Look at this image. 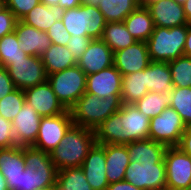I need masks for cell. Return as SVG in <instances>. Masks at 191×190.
Returning <instances> with one entry per match:
<instances>
[{"instance_id":"obj_1","label":"cell","mask_w":191,"mask_h":190,"mask_svg":"<svg viewBox=\"0 0 191 190\" xmlns=\"http://www.w3.org/2000/svg\"><path fill=\"white\" fill-rule=\"evenodd\" d=\"M94 143V130L72 125L59 145L49 153L50 158L57 171L64 168L81 167Z\"/></svg>"},{"instance_id":"obj_2","label":"cell","mask_w":191,"mask_h":190,"mask_svg":"<svg viewBox=\"0 0 191 190\" xmlns=\"http://www.w3.org/2000/svg\"><path fill=\"white\" fill-rule=\"evenodd\" d=\"M122 106L121 95L99 98L91 93L84 95L69 109L73 125L94 130Z\"/></svg>"},{"instance_id":"obj_3","label":"cell","mask_w":191,"mask_h":190,"mask_svg":"<svg viewBox=\"0 0 191 190\" xmlns=\"http://www.w3.org/2000/svg\"><path fill=\"white\" fill-rule=\"evenodd\" d=\"M186 38L187 24L172 28L155 26L146 41L150 60L168 63L183 56Z\"/></svg>"},{"instance_id":"obj_4","label":"cell","mask_w":191,"mask_h":190,"mask_svg":"<svg viewBox=\"0 0 191 190\" xmlns=\"http://www.w3.org/2000/svg\"><path fill=\"white\" fill-rule=\"evenodd\" d=\"M62 21L72 36H88L91 39H101L106 25L98 6L84 3L65 10Z\"/></svg>"},{"instance_id":"obj_5","label":"cell","mask_w":191,"mask_h":190,"mask_svg":"<svg viewBox=\"0 0 191 190\" xmlns=\"http://www.w3.org/2000/svg\"><path fill=\"white\" fill-rule=\"evenodd\" d=\"M47 81L61 104L69 110L86 92L87 75L76 64L48 75Z\"/></svg>"},{"instance_id":"obj_6","label":"cell","mask_w":191,"mask_h":190,"mask_svg":"<svg viewBox=\"0 0 191 190\" xmlns=\"http://www.w3.org/2000/svg\"><path fill=\"white\" fill-rule=\"evenodd\" d=\"M186 129L181 116L171 107L150 119L148 138L167 147L178 146Z\"/></svg>"},{"instance_id":"obj_7","label":"cell","mask_w":191,"mask_h":190,"mask_svg":"<svg viewBox=\"0 0 191 190\" xmlns=\"http://www.w3.org/2000/svg\"><path fill=\"white\" fill-rule=\"evenodd\" d=\"M124 180L141 190H166L167 177L164 162L130 161Z\"/></svg>"},{"instance_id":"obj_8","label":"cell","mask_w":191,"mask_h":190,"mask_svg":"<svg viewBox=\"0 0 191 190\" xmlns=\"http://www.w3.org/2000/svg\"><path fill=\"white\" fill-rule=\"evenodd\" d=\"M15 87L22 91L47 81L41 56L28 55L25 59L13 60L6 67Z\"/></svg>"},{"instance_id":"obj_9","label":"cell","mask_w":191,"mask_h":190,"mask_svg":"<svg viewBox=\"0 0 191 190\" xmlns=\"http://www.w3.org/2000/svg\"><path fill=\"white\" fill-rule=\"evenodd\" d=\"M24 159L30 169L31 189L54 186L57 169L49 153L32 146H24Z\"/></svg>"},{"instance_id":"obj_10","label":"cell","mask_w":191,"mask_h":190,"mask_svg":"<svg viewBox=\"0 0 191 190\" xmlns=\"http://www.w3.org/2000/svg\"><path fill=\"white\" fill-rule=\"evenodd\" d=\"M72 125L69 110L60 115L41 117L37 139L32 147L46 153L52 152Z\"/></svg>"},{"instance_id":"obj_11","label":"cell","mask_w":191,"mask_h":190,"mask_svg":"<svg viewBox=\"0 0 191 190\" xmlns=\"http://www.w3.org/2000/svg\"><path fill=\"white\" fill-rule=\"evenodd\" d=\"M166 190H181L191 186V156L179 147L166 149L164 155Z\"/></svg>"},{"instance_id":"obj_12","label":"cell","mask_w":191,"mask_h":190,"mask_svg":"<svg viewBox=\"0 0 191 190\" xmlns=\"http://www.w3.org/2000/svg\"><path fill=\"white\" fill-rule=\"evenodd\" d=\"M25 102L41 117L56 116L67 111L53 92L48 81L24 90Z\"/></svg>"},{"instance_id":"obj_13","label":"cell","mask_w":191,"mask_h":190,"mask_svg":"<svg viewBox=\"0 0 191 190\" xmlns=\"http://www.w3.org/2000/svg\"><path fill=\"white\" fill-rule=\"evenodd\" d=\"M151 62L145 41H136L127 48L113 53V65L123 75L139 72Z\"/></svg>"},{"instance_id":"obj_14","label":"cell","mask_w":191,"mask_h":190,"mask_svg":"<svg viewBox=\"0 0 191 190\" xmlns=\"http://www.w3.org/2000/svg\"><path fill=\"white\" fill-rule=\"evenodd\" d=\"M105 144L94 143L83 161L81 169L93 190H107Z\"/></svg>"},{"instance_id":"obj_15","label":"cell","mask_w":191,"mask_h":190,"mask_svg":"<svg viewBox=\"0 0 191 190\" xmlns=\"http://www.w3.org/2000/svg\"><path fill=\"white\" fill-rule=\"evenodd\" d=\"M40 122L41 116L31 105L25 102L12 120L16 146H32L37 139Z\"/></svg>"},{"instance_id":"obj_16","label":"cell","mask_w":191,"mask_h":190,"mask_svg":"<svg viewBox=\"0 0 191 190\" xmlns=\"http://www.w3.org/2000/svg\"><path fill=\"white\" fill-rule=\"evenodd\" d=\"M121 121L123 145L137 140L148 139L150 118L140 112L134 104H122Z\"/></svg>"},{"instance_id":"obj_17","label":"cell","mask_w":191,"mask_h":190,"mask_svg":"<svg viewBox=\"0 0 191 190\" xmlns=\"http://www.w3.org/2000/svg\"><path fill=\"white\" fill-rule=\"evenodd\" d=\"M77 65L86 75L109 68L113 65L112 49L102 39H92Z\"/></svg>"},{"instance_id":"obj_18","label":"cell","mask_w":191,"mask_h":190,"mask_svg":"<svg viewBox=\"0 0 191 190\" xmlns=\"http://www.w3.org/2000/svg\"><path fill=\"white\" fill-rule=\"evenodd\" d=\"M122 74L112 65L97 73L87 75L86 93L99 98L121 95Z\"/></svg>"},{"instance_id":"obj_19","label":"cell","mask_w":191,"mask_h":190,"mask_svg":"<svg viewBox=\"0 0 191 190\" xmlns=\"http://www.w3.org/2000/svg\"><path fill=\"white\" fill-rule=\"evenodd\" d=\"M20 49L30 56H42L50 47L51 41L48 34L37 28L18 20L14 30Z\"/></svg>"},{"instance_id":"obj_20","label":"cell","mask_w":191,"mask_h":190,"mask_svg":"<svg viewBox=\"0 0 191 190\" xmlns=\"http://www.w3.org/2000/svg\"><path fill=\"white\" fill-rule=\"evenodd\" d=\"M147 8L153 19L154 26L172 28L189 24L183 5L174 0H159Z\"/></svg>"},{"instance_id":"obj_21","label":"cell","mask_w":191,"mask_h":190,"mask_svg":"<svg viewBox=\"0 0 191 190\" xmlns=\"http://www.w3.org/2000/svg\"><path fill=\"white\" fill-rule=\"evenodd\" d=\"M106 176L108 183L123 181L125 171L130 163L126 145L105 144Z\"/></svg>"},{"instance_id":"obj_22","label":"cell","mask_w":191,"mask_h":190,"mask_svg":"<svg viewBox=\"0 0 191 190\" xmlns=\"http://www.w3.org/2000/svg\"><path fill=\"white\" fill-rule=\"evenodd\" d=\"M127 146L130 161L147 163V162H164V155L168 148L162 143L155 142L151 139L137 140L125 144Z\"/></svg>"},{"instance_id":"obj_23","label":"cell","mask_w":191,"mask_h":190,"mask_svg":"<svg viewBox=\"0 0 191 190\" xmlns=\"http://www.w3.org/2000/svg\"><path fill=\"white\" fill-rule=\"evenodd\" d=\"M146 88L149 92L169 95L174 89L172 76L167 62L151 61L144 69Z\"/></svg>"},{"instance_id":"obj_24","label":"cell","mask_w":191,"mask_h":190,"mask_svg":"<svg viewBox=\"0 0 191 190\" xmlns=\"http://www.w3.org/2000/svg\"><path fill=\"white\" fill-rule=\"evenodd\" d=\"M64 12L65 9L61 8L59 5L48 7L39 2L21 19V21L40 31L47 32L53 23L62 20Z\"/></svg>"},{"instance_id":"obj_25","label":"cell","mask_w":191,"mask_h":190,"mask_svg":"<svg viewBox=\"0 0 191 190\" xmlns=\"http://www.w3.org/2000/svg\"><path fill=\"white\" fill-rule=\"evenodd\" d=\"M129 33L137 41H147L154 30V23L147 7L138 6L123 20Z\"/></svg>"},{"instance_id":"obj_26","label":"cell","mask_w":191,"mask_h":190,"mask_svg":"<svg viewBox=\"0 0 191 190\" xmlns=\"http://www.w3.org/2000/svg\"><path fill=\"white\" fill-rule=\"evenodd\" d=\"M47 75L63 71L77 64L67 46L51 44L41 56Z\"/></svg>"},{"instance_id":"obj_27","label":"cell","mask_w":191,"mask_h":190,"mask_svg":"<svg viewBox=\"0 0 191 190\" xmlns=\"http://www.w3.org/2000/svg\"><path fill=\"white\" fill-rule=\"evenodd\" d=\"M95 143L98 144H122L123 127L121 121V109L113 113L94 129Z\"/></svg>"},{"instance_id":"obj_28","label":"cell","mask_w":191,"mask_h":190,"mask_svg":"<svg viewBox=\"0 0 191 190\" xmlns=\"http://www.w3.org/2000/svg\"><path fill=\"white\" fill-rule=\"evenodd\" d=\"M147 92L144 70L122 76V104H134Z\"/></svg>"},{"instance_id":"obj_29","label":"cell","mask_w":191,"mask_h":190,"mask_svg":"<svg viewBox=\"0 0 191 190\" xmlns=\"http://www.w3.org/2000/svg\"><path fill=\"white\" fill-rule=\"evenodd\" d=\"M101 39L112 49L113 53L137 41L129 33L123 21L106 23Z\"/></svg>"},{"instance_id":"obj_30","label":"cell","mask_w":191,"mask_h":190,"mask_svg":"<svg viewBox=\"0 0 191 190\" xmlns=\"http://www.w3.org/2000/svg\"><path fill=\"white\" fill-rule=\"evenodd\" d=\"M106 23L121 22L138 6V0H100L97 5Z\"/></svg>"},{"instance_id":"obj_31","label":"cell","mask_w":191,"mask_h":190,"mask_svg":"<svg viewBox=\"0 0 191 190\" xmlns=\"http://www.w3.org/2000/svg\"><path fill=\"white\" fill-rule=\"evenodd\" d=\"M24 146L0 149V172L3 176H16L25 170Z\"/></svg>"},{"instance_id":"obj_32","label":"cell","mask_w":191,"mask_h":190,"mask_svg":"<svg viewBox=\"0 0 191 190\" xmlns=\"http://www.w3.org/2000/svg\"><path fill=\"white\" fill-rule=\"evenodd\" d=\"M55 190H93L81 167L64 168L57 171Z\"/></svg>"},{"instance_id":"obj_33","label":"cell","mask_w":191,"mask_h":190,"mask_svg":"<svg viewBox=\"0 0 191 190\" xmlns=\"http://www.w3.org/2000/svg\"><path fill=\"white\" fill-rule=\"evenodd\" d=\"M140 112L152 119L169 107L170 95L156 92H147L141 99L134 103Z\"/></svg>"},{"instance_id":"obj_34","label":"cell","mask_w":191,"mask_h":190,"mask_svg":"<svg viewBox=\"0 0 191 190\" xmlns=\"http://www.w3.org/2000/svg\"><path fill=\"white\" fill-rule=\"evenodd\" d=\"M170 95V105L182 118L184 124L191 125V87H174Z\"/></svg>"},{"instance_id":"obj_35","label":"cell","mask_w":191,"mask_h":190,"mask_svg":"<svg viewBox=\"0 0 191 190\" xmlns=\"http://www.w3.org/2000/svg\"><path fill=\"white\" fill-rule=\"evenodd\" d=\"M174 87H191V57L181 56L168 62Z\"/></svg>"},{"instance_id":"obj_36","label":"cell","mask_w":191,"mask_h":190,"mask_svg":"<svg viewBox=\"0 0 191 190\" xmlns=\"http://www.w3.org/2000/svg\"><path fill=\"white\" fill-rule=\"evenodd\" d=\"M19 43L15 32L0 39L2 67L6 68L13 63V60L25 59L28 56L20 49Z\"/></svg>"},{"instance_id":"obj_37","label":"cell","mask_w":191,"mask_h":190,"mask_svg":"<svg viewBox=\"0 0 191 190\" xmlns=\"http://www.w3.org/2000/svg\"><path fill=\"white\" fill-rule=\"evenodd\" d=\"M25 103L24 91L16 89L0 99V115L12 121Z\"/></svg>"},{"instance_id":"obj_38","label":"cell","mask_w":191,"mask_h":190,"mask_svg":"<svg viewBox=\"0 0 191 190\" xmlns=\"http://www.w3.org/2000/svg\"><path fill=\"white\" fill-rule=\"evenodd\" d=\"M8 190H34L31 189L30 169L26 166L16 176H4Z\"/></svg>"},{"instance_id":"obj_39","label":"cell","mask_w":191,"mask_h":190,"mask_svg":"<svg viewBox=\"0 0 191 190\" xmlns=\"http://www.w3.org/2000/svg\"><path fill=\"white\" fill-rule=\"evenodd\" d=\"M46 33L50 38L51 44L61 46H67L71 37V34L66 30L62 20L53 23Z\"/></svg>"},{"instance_id":"obj_40","label":"cell","mask_w":191,"mask_h":190,"mask_svg":"<svg viewBox=\"0 0 191 190\" xmlns=\"http://www.w3.org/2000/svg\"><path fill=\"white\" fill-rule=\"evenodd\" d=\"M38 3L39 0H5L6 7L15 15L17 20H21Z\"/></svg>"},{"instance_id":"obj_41","label":"cell","mask_w":191,"mask_h":190,"mask_svg":"<svg viewBox=\"0 0 191 190\" xmlns=\"http://www.w3.org/2000/svg\"><path fill=\"white\" fill-rule=\"evenodd\" d=\"M16 146V137L12 121L0 115V149Z\"/></svg>"},{"instance_id":"obj_42","label":"cell","mask_w":191,"mask_h":190,"mask_svg":"<svg viewBox=\"0 0 191 190\" xmlns=\"http://www.w3.org/2000/svg\"><path fill=\"white\" fill-rule=\"evenodd\" d=\"M91 38L88 36H72L70 37L69 42L67 43V48L73 54L75 60L78 62L82 54L86 51Z\"/></svg>"},{"instance_id":"obj_43","label":"cell","mask_w":191,"mask_h":190,"mask_svg":"<svg viewBox=\"0 0 191 190\" xmlns=\"http://www.w3.org/2000/svg\"><path fill=\"white\" fill-rule=\"evenodd\" d=\"M17 21L15 15L7 7L0 11V39L14 32Z\"/></svg>"},{"instance_id":"obj_44","label":"cell","mask_w":191,"mask_h":190,"mask_svg":"<svg viewBox=\"0 0 191 190\" xmlns=\"http://www.w3.org/2000/svg\"><path fill=\"white\" fill-rule=\"evenodd\" d=\"M16 89L7 69L5 67H0V99H3Z\"/></svg>"},{"instance_id":"obj_45","label":"cell","mask_w":191,"mask_h":190,"mask_svg":"<svg viewBox=\"0 0 191 190\" xmlns=\"http://www.w3.org/2000/svg\"><path fill=\"white\" fill-rule=\"evenodd\" d=\"M183 152L191 156V125L187 126L181 136L178 146Z\"/></svg>"},{"instance_id":"obj_46","label":"cell","mask_w":191,"mask_h":190,"mask_svg":"<svg viewBox=\"0 0 191 190\" xmlns=\"http://www.w3.org/2000/svg\"><path fill=\"white\" fill-rule=\"evenodd\" d=\"M107 190H141V189L123 180V181L109 184V186L107 187Z\"/></svg>"},{"instance_id":"obj_47","label":"cell","mask_w":191,"mask_h":190,"mask_svg":"<svg viewBox=\"0 0 191 190\" xmlns=\"http://www.w3.org/2000/svg\"><path fill=\"white\" fill-rule=\"evenodd\" d=\"M184 55L191 57V26L187 24V38L185 41Z\"/></svg>"},{"instance_id":"obj_48","label":"cell","mask_w":191,"mask_h":190,"mask_svg":"<svg viewBox=\"0 0 191 190\" xmlns=\"http://www.w3.org/2000/svg\"><path fill=\"white\" fill-rule=\"evenodd\" d=\"M80 5H82L81 0H63V8L65 10L77 8Z\"/></svg>"},{"instance_id":"obj_49","label":"cell","mask_w":191,"mask_h":190,"mask_svg":"<svg viewBox=\"0 0 191 190\" xmlns=\"http://www.w3.org/2000/svg\"><path fill=\"white\" fill-rule=\"evenodd\" d=\"M39 2L48 7L59 5L61 8H63V0H39Z\"/></svg>"},{"instance_id":"obj_50","label":"cell","mask_w":191,"mask_h":190,"mask_svg":"<svg viewBox=\"0 0 191 190\" xmlns=\"http://www.w3.org/2000/svg\"><path fill=\"white\" fill-rule=\"evenodd\" d=\"M183 8H184V12H185L186 18H187V20L189 22L191 20V0H187L183 4Z\"/></svg>"},{"instance_id":"obj_51","label":"cell","mask_w":191,"mask_h":190,"mask_svg":"<svg viewBox=\"0 0 191 190\" xmlns=\"http://www.w3.org/2000/svg\"><path fill=\"white\" fill-rule=\"evenodd\" d=\"M159 0H138V4L139 6H142V7H148L149 5L157 2Z\"/></svg>"},{"instance_id":"obj_52","label":"cell","mask_w":191,"mask_h":190,"mask_svg":"<svg viewBox=\"0 0 191 190\" xmlns=\"http://www.w3.org/2000/svg\"><path fill=\"white\" fill-rule=\"evenodd\" d=\"M0 190H8L4 176L0 172Z\"/></svg>"},{"instance_id":"obj_53","label":"cell","mask_w":191,"mask_h":190,"mask_svg":"<svg viewBox=\"0 0 191 190\" xmlns=\"http://www.w3.org/2000/svg\"><path fill=\"white\" fill-rule=\"evenodd\" d=\"M82 3L84 4H89V5H98L100 0H81Z\"/></svg>"},{"instance_id":"obj_54","label":"cell","mask_w":191,"mask_h":190,"mask_svg":"<svg viewBox=\"0 0 191 190\" xmlns=\"http://www.w3.org/2000/svg\"><path fill=\"white\" fill-rule=\"evenodd\" d=\"M34 190H55V187L50 186V187L38 188V189H34Z\"/></svg>"},{"instance_id":"obj_55","label":"cell","mask_w":191,"mask_h":190,"mask_svg":"<svg viewBox=\"0 0 191 190\" xmlns=\"http://www.w3.org/2000/svg\"><path fill=\"white\" fill-rule=\"evenodd\" d=\"M6 7L5 0H0V11Z\"/></svg>"},{"instance_id":"obj_56","label":"cell","mask_w":191,"mask_h":190,"mask_svg":"<svg viewBox=\"0 0 191 190\" xmlns=\"http://www.w3.org/2000/svg\"><path fill=\"white\" fill-rule=\"evenodd\" d=\"M175 2H177L178 4L183 5L187 0H174Z\"/></svg>"},{"instance_id":"obj_57","label":"cell","mask_w":191,"mask_h":190,"mask_svg":"<svg viewBox=\"0 0 191 190\" xmlns=\"http://www.w3.org/2000/svg\"><path fill=\"white\" fill-rule=\"evenodd\" d=\"M0 67H2L1 51H0Z\"/></svg>"},{"instance_id":"obj_58","label":"cell","mask_w":191,"mask_h":190,"mask_svg":"<svg viewBox=\"0 0 191 190\" xmlns=\"http://www.w3.org/2000/svg\"><path fill=\"white\" fill-rule=\"evenodd\" d=\"M181 190H191V186Z\"/></svg>"}]
</instances>
